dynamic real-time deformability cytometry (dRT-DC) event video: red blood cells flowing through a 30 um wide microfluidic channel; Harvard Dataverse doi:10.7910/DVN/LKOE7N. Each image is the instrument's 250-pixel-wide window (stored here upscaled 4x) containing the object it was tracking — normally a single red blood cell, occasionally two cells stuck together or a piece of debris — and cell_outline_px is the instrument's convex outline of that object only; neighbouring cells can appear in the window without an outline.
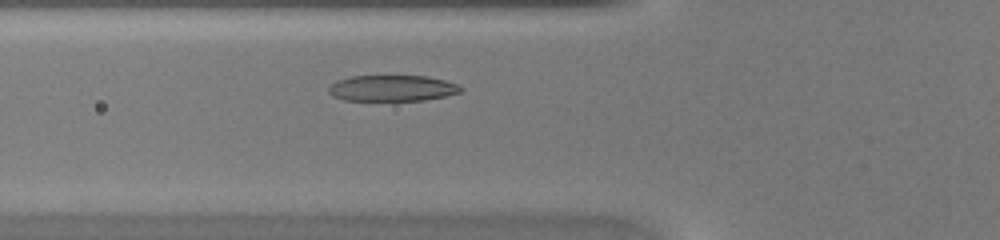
{"species": "common noctule bat (a hibernating species)", "species_latin": "Nyctalus noctula", "temperature_condition": "warm", "stored_images_in_passage": 35, "camera_frame_rate_fps": 3000, "um_per_image_px": 0.085, "animal": {"sex": "female", "body_mass_g": 20.0, "forearm_length_mm": 54.0}, "frame": {"image": 1, "passage_image": 7, "time_ms": 2.0, "image_size_px": [1000, 240], "cell_outline_px": [[464, 88], [460, 92], [444, 96], [424, 100], [344, 100], [332, 96], [328, 92], [328, 88], [336, 80], [352, 76], [428, 76], [444, 80], [456, 84]], "centroid_in_image_um": [33.31, 7.49], "position_along_channel_um": 92.5, "area_um2": 19.94}}
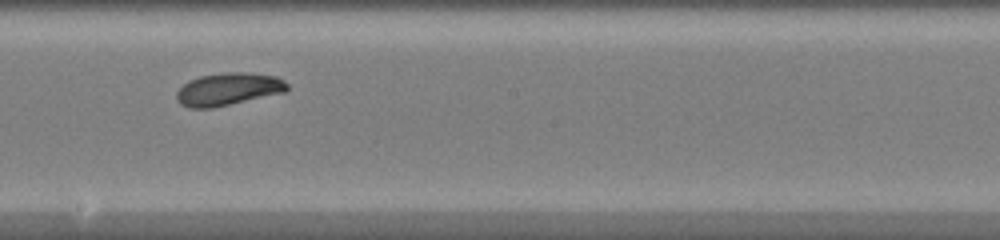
{"frame": {"image": 2, "passage_image": 16, "time_ms": 5.0, "image_size_px": [1000, 240], "cell_outline_px": [[288, 88], [284, 92], [212, 108], [188, 108], [180, 104], [176, 100], [176, 92], [188, 80], [200, 76], [224, 72], [248, 72], [276, 76], [284, 80], [288, 84]], "centroid_in_image_um": [19.37, 7.57], "position_along_channel_um": 228.8, "area_um2": 21.04}}
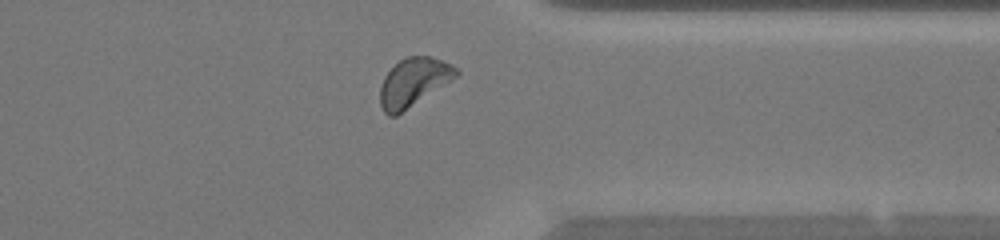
{"frame": {"image": 3, "passage_image": 26, "time_ms": 8.333, "image_size_px": [1000, 240], "cell_outline_px": [[460, 72], [456, 76], [396, 116], [388, 116], [384, 112], [380, 104], [380, 88], [384, 76], [400, 60], [408, 56], [428, 56], [452, 64]], "centroid_in_image_um": [35.11, 6.99], "position_along_channel_um": 376.3, "area_um2": 20.87}}